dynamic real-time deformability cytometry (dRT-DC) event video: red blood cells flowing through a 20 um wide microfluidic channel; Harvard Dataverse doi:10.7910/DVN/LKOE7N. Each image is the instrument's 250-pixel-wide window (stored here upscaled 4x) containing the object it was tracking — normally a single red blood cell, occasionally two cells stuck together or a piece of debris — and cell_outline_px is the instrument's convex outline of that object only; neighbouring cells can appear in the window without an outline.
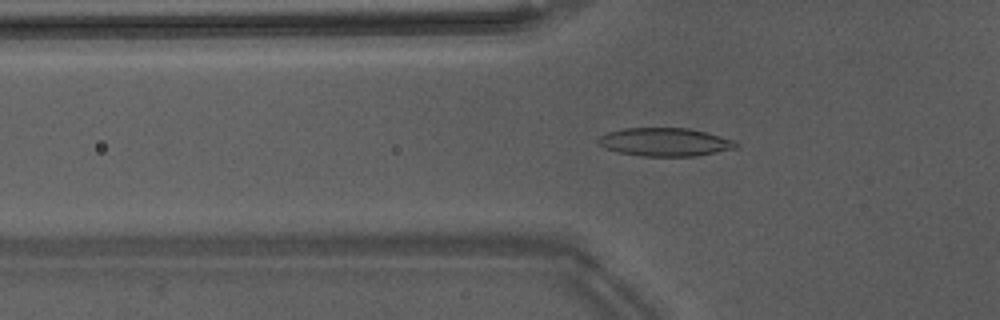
{"species": "Egyptian fruit bat (a non-hibernating species)", "species_latin": "Rousettus aegyptiacus", "temperature_condition": "warm", "stored_images_in_passage": 51, "camera_frame_rate_fps": 3000, "um_per_image_px": 0.085, "animal": {"sex": "male"}, "frame": {"image": 1, "passage_image": 20, "time_ms": 6.333, "image_size_px": [1000, 320], "cell_outline_px": [[740, 144], [736, 148], [696, 156], [644, 156], [620, 152], [604, 148], [596, 140], [600, 136], [608, 132], [624, 128], [688, 128], [736, 140]], "centroid_in_image_um": [56.54, 12.07], "position_along_channel_um": 69.3, "area_um2": 22.6}}
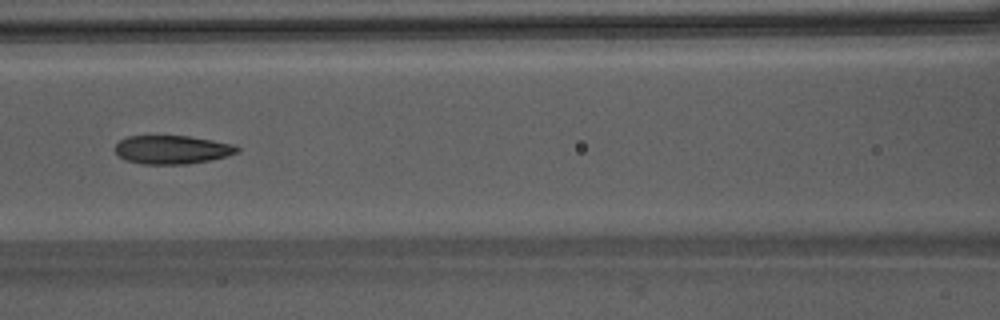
{"frame": {"image": 2, "passage_image": 26, "time_ms": 8.333, "image_size_px": [1000, 320], "cell_outline_px": [[240, 152], [208, 160], [188, 164], [144, 164], [124, 160], [112, 148], [120, 140], [128, 136], [188, 136], [212, 140], [232, 144], [240, 148]], "centroid_in_image_um": [14.59, 12.72], "position_along_channel_um": 152.0, "area_um2": 20.23}}
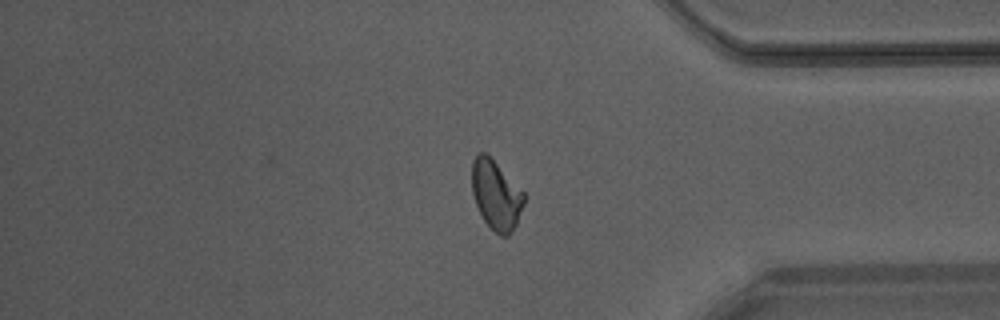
{"frame": {"image": 3, "passage_image": 44, "time_ms": 14.333, "image_size_px": [1000, 320], "cell_outline_px": [[524, 204], [516, 224], [508, 236], [500, 236], [484, 220], [476, 204], [472, 192], [472, 160], [480, 152], [484, 152], [524, 192]], "centroid_in_image_um": [42.16, 16.59], "position_along_channel_um": 393.0, "area_um2": 20.52}, "authors_computed_cell_mechanics": {"area_um2": 20.9236, "velocity_mm_per_s": 4.2517, "shape_relaxation_time_tau1_ms": 5.1335, "shape_relaxation_time_tau2_ms": 1.4685, "deformation_change_tau1": 0.1726, "deformation_change_tau2": 0.0779}}